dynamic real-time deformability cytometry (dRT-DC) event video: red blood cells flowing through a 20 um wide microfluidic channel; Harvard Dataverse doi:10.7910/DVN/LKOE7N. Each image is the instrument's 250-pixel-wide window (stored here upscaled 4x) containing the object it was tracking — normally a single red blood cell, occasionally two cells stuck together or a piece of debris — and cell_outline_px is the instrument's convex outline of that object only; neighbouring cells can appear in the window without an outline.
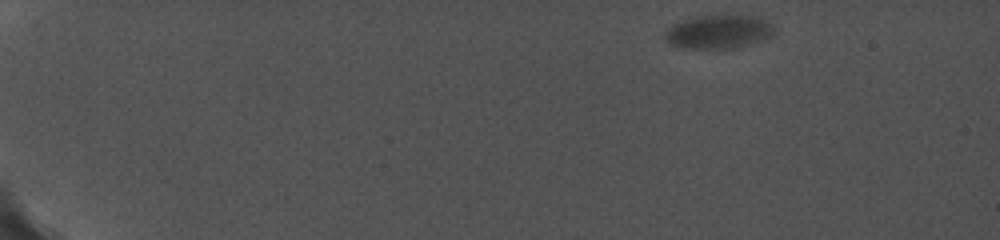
{"species": "common noctule bat (a hibernating species)", "species_latin": "Nyctalus noctula", "temperature_condition": "cold", "stored_images_in_passage": 37, "camera_frame_rate_fps": 5000, "um_per_image_px": 0.085, "animal": {"sex": "female", "body_mass_g": 19.0, "forearm_length_mm": 56.7}, "frame": {"image": 1, "passage_image": 1, "time_ms": 0.0, "image_size_px": [1000, 240], "cell_outline_px": [[772, 32], [768, 36], [760, 40], [736, 48], [676, 48], [668, 44], [664, 36], [668, 28], [672, 24], [696, 16], [720, 12], [728, 12], [752, 16], [764, 20], [772, 24]], "centroid_in_image_um": [61.0, 2.66], "position_along_channel_um": 24.0, "area_um2": 21.91}}
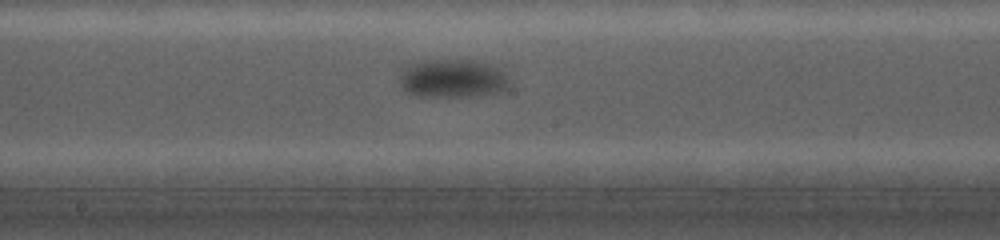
{"frame": {"image": 2, "passage_image": 22, "time_ms": 9.6, "image_size_px": [1000, 240], "cell_outline_px": [[512, 84], [504, 92], [472, 96], [416, 96], [404, 92], [400, 88], [400, 76], [404, 68], [412, 64], [424, 60], [472, 60], [496, 64], [504, 72]], "centroid_in_image_um": [38.53, 6.68], "position_along_channel_um": 209.7, "area_um2": 25.14}}
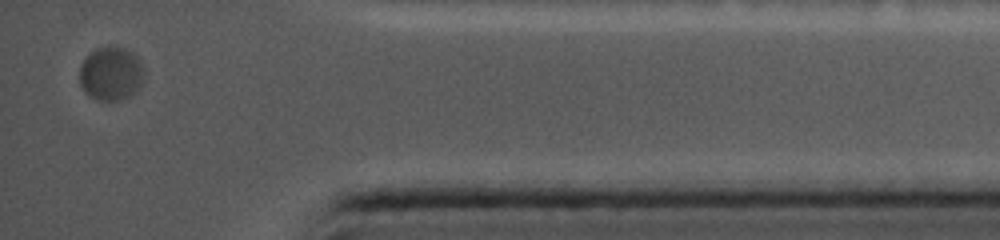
{"frame": {"image": 3, "passage_image": 37, "time_ms": 16.2, "image_size_px": [1000, 240], "cell_outline_px": [[144, 76], [140, 88], [136, 92], [120, 100], [100, 100], [84, 92], [80, 84], [80, 64], [96, 48], [124, 48], [132, 52], [140, 60], [144, 72]], "centroid_in_image_um": [9.45, 6.28], "position_along_channel_um": 425.7, "area_um2": 19.94}, "authors_computed_cell_mechanics": {"area_um2": 23.4668, "velocity_mm_per_s": 3.4462, "shape_relaxation_time_tau1_ms": 2.0626, "shape_relaxation_time_tau2_ms": null, "deformation_change_tau1": 0.0709, "deformation_change_tau2": null}}